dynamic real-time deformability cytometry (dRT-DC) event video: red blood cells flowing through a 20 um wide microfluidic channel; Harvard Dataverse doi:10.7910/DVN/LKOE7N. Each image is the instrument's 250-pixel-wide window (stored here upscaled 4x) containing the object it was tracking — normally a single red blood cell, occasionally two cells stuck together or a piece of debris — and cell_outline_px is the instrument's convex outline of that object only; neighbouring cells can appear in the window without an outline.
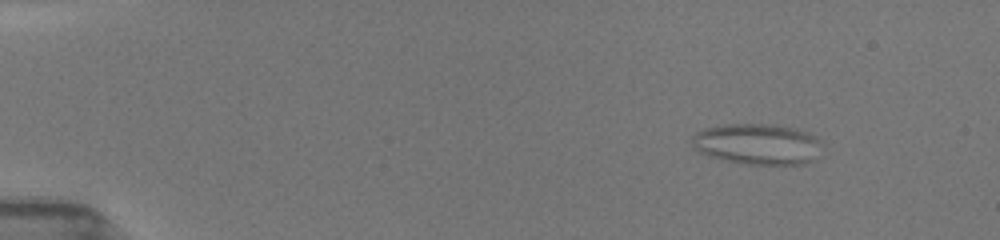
{"species": "common noctule bat (a hibernating species)", "species_latin": "Nyctalus noctula", "temperature_condition": "room temperature", "stored_images_in_passage": 9, "camera_frame_rate_fps": 3000, "um_per_image_px": 0.085, "animal": {"sex": "female", "body_mass_g": 19.5, "forearm_length_mm": 54.1}, "frame": {"image": 1, "passage_image": 2, "time_ms": 0.667, "image_size_px": [1000, 240], "cell_outline_px": [[808, 160], [804, 164], [744, 164], [724, 160], [708, 156], [700, 148], [696, 136], [700, 132], [708, 128], [780, 128], [796, 132], [804, 136], [808, 140]], "centroid_in_image_um": [64.15, 12.37], "position_along_channel_um": 20.8, "area_um2": 25.61}}
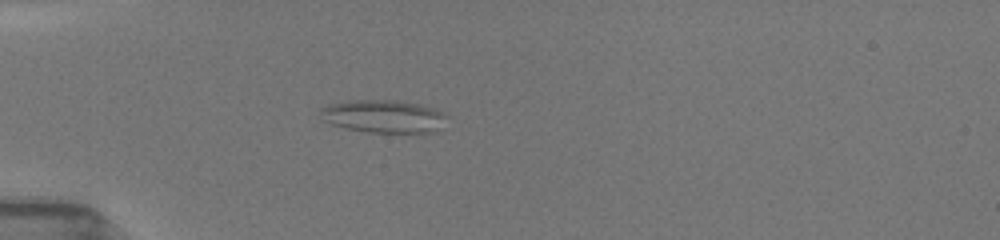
{"frame": {"image": 2, "passage_image": 8, "time_ms": 4.0, "image_size_px": [1000, 240], "cell_outline_px": [[432, 112], [424, 132], [420, 136], [368, 132], [348, 128], [332, 124], [324, 108], [340, 104], [360, 100], [384, 100], [416, 104]], "centroid_in_image_um": [32.36, 9.94], "position_along_channel_um": 52.6, "area_um2": 20.92}}